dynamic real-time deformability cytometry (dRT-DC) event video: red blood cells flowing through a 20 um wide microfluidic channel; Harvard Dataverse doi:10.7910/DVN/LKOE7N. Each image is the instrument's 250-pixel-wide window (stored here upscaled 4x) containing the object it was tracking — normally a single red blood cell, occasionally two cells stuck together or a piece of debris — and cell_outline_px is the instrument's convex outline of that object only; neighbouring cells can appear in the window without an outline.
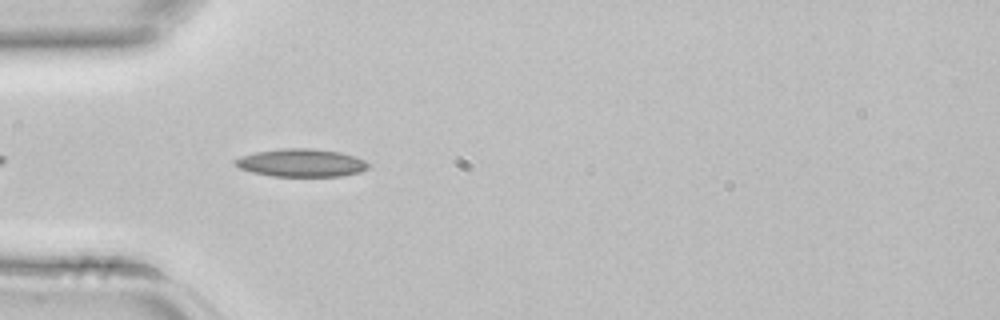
{"species": "common noctule bat (a hibernating species)", "species_latin": "Nyctalus noctula", "temperature_condition": "room temperature", "stored_images_in_passage": 3, "camera_frame_rate_fps": 3000, "um_per_image_px": 0.085, "animal": {"sex": "female", "body_mass_g": 22.7, "forearm_length_mm": 54.2}, "frame": {"image": 1, "passage_image": 3, "time_ms": 0.667, "image_size_px": [1000, 320], "cell_outline_px": [[368, 168], [360, 172], [344, 176], [272, 176], [252, 172], [240, 168], [232, 160], [240, 156], [256, 152], [284, 148], [312, 148], [340, 152], [356, 156], [364, 160], [368, 164]], "centroid_in_image_um": [25.62, 13.84], "position_along_channel_um": 59.4, "area_um2": 21.68}}